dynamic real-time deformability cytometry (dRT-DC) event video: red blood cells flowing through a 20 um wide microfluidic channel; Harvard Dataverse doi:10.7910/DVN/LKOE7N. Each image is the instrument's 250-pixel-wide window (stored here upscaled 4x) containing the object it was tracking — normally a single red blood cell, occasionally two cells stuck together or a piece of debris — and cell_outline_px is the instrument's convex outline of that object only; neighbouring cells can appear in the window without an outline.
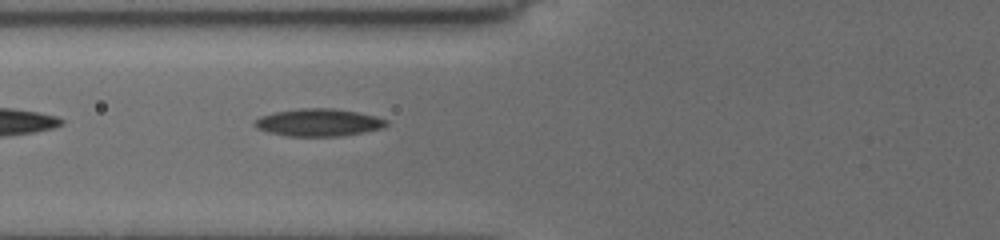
{"species": "common noctule bat (a hibernating species)", "species_latin": "Nyctalus noctula", "temperature_condition": "cold", "stored_images_in_passage": 8, "camera_frame_rate_fps": 3000, "um_per_image_px": 0.085, "animal": {"sex": "female", "body_mass_g": 19.5, "forearm_length_mm": 54.1}, "frame": {"image": 1, "passage_image": 8, "time_ms": 6.667, "image_size_px": [1000, 240], "cell_outline_px": [[388, 124], [384, 128], [364, 132], [340, 136], [288, 136], [268, 132], [256, 128], [252, 124], [260, 116], [276, 112], [300, 108], [336, 108], [376, 116], [388, 120]], "centroid_in_image_um": [27.09, 10.41], "position_along_channel_um": 98.7, "area_um2": 21.15}}